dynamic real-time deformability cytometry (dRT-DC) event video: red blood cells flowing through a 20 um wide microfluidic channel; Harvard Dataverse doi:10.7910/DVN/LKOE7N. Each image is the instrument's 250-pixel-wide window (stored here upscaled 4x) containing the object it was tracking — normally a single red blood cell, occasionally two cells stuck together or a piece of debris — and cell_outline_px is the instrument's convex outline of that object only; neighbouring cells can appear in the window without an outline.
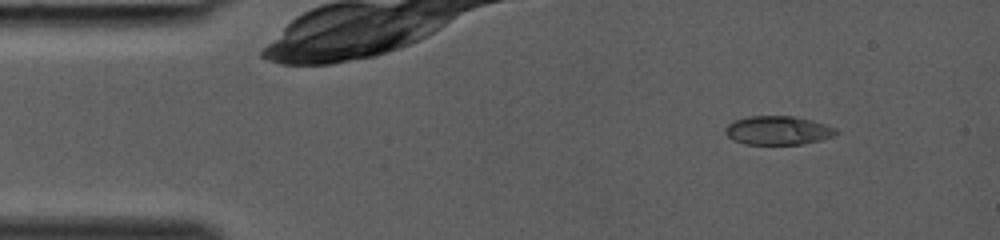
{"species": "common noctule bat (a hibernating species)", "species_latin": "Nyctalus noctula", "temperature_condition": "room temperature", "stored_images_in_passage": 6, "camera_frame_rate_fps": 3000, "um_per_image_px": 0.085, "animal": {"sex": "female", "body_mass_g": 19.0, "forearm_length_mm": 53.3}, "frame": {"image": 1, "passage_image": 1, "time_ms": 0.0, "image_size_px": [1000, 240], "cell_outline_px": [[840, 132], [832, 136], [820, 140], [804, 144], [744, 144], [732, 140], [724, 132], [724, 128], [732, 120], [748, 116], [792, 116], [812, 120], [836, 128]], "centroid_in_image_um": [66.09, 11.08], "position_along_channel_um": 18.9, "area_um2": 18.73}}
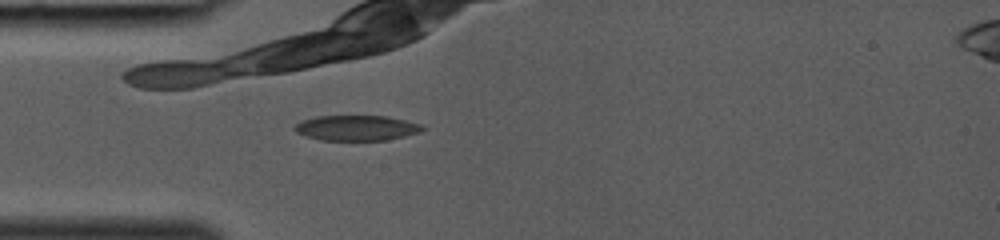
{"frame": {"image": 2, "passage_image": 4, "time_ms": 1.0, "image_size_px": [1000, 240], "cell_outline_px": [[424, 128], [420, 132], [404, 136], [384, 140], [320, 140], [304, 136], [296, 132], [292, 128], [300, 120], [316, 116], [384, 116], [424, 124]], "centroid_in_image_um": [30.26, 10.87], "position_along_channel_um": 54.7, "area_um2": 18.9}}
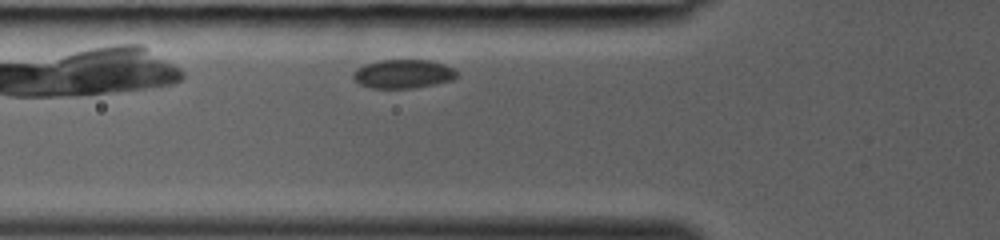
{"frame": {"image": 3, "passage_image": 6, "time_ms": 1.667, "image_size_px": [1000, 240], "cell_outline_px": [[460, 76], [452, 80], [436, 84], [412, 88], [372, 88], [360, 84], [352, 76], [352, 72], [356, 68], [364, 64], [380, 60], [432, 60], [444, 64], [452, 68]], "centroid_in_image_um": [34.27, 6.27], "position_along_channel_um": 91.5, "area_um2": 17.51}}